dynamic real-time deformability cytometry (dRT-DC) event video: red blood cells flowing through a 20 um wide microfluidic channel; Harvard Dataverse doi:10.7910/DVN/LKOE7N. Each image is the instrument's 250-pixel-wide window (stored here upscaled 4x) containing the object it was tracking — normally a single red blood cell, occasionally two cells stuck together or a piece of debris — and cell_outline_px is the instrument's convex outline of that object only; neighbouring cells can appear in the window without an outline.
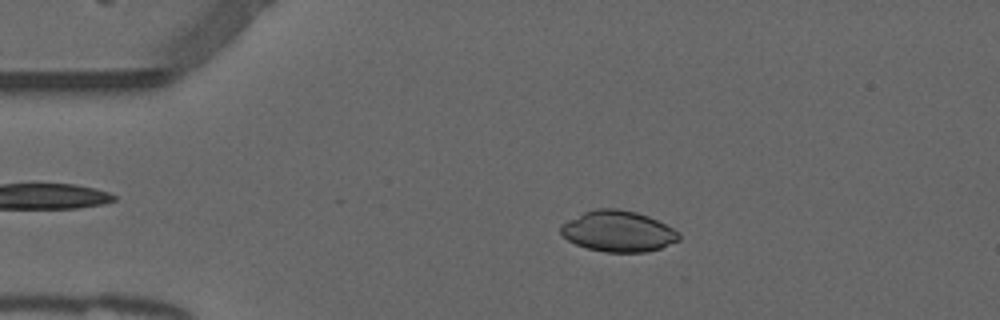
{"species": "common noctule bat (a hibernating species)", "species_latin": "Nyctalus noctula", "temperature_condition": "warm", "stored_images_in_passage": 36, "camera_frame_rate_fps": 3000, "um_per_image_px": 0.085, "animal": {"sex": "male", "forearm_length_mm": 52.5}, "frame": {"image": 1, "passage_image": 10, "time_ms": 3.0, "image_size_px": [1000, 320], "cell_outline_px": [[680, 240], [660, 248], [644, 252], [604, 252], [588, 248], [576, 244], [568, 240], [560, 232], [560, 224], [584, 212], [596, 208], [616, 208], [636, 212], [648, 216], [672, 228], [680, 236]], "centroid_in_image_um": [52.51, 19.65], "position_along_channel_um": 32.5, "area_um2": 27.98}}
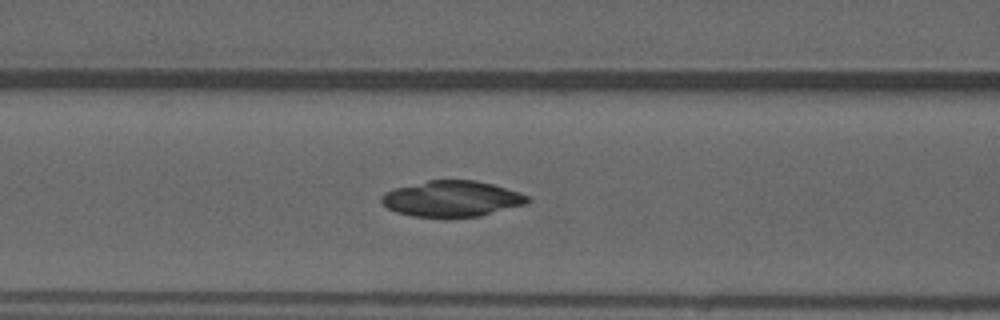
{"frame": {"image": 2, "passage_image": 21, "time_ms": 6.667, "image_size_px": [1000, 320], "cell_outline_px": [[532, 200], [528, 204], [480, 216], [412, 216], [396, 212], [388, 208], [380, 200], [380, 196], [384, 192], [396, 188], [428, 180], [476, 180], [492, 184], [520, 192], [528, 196]], "centroid_in_image_um": [38.44, 16.88], "position_along_channel_um": 128.2, "area_um2": 30.4}}
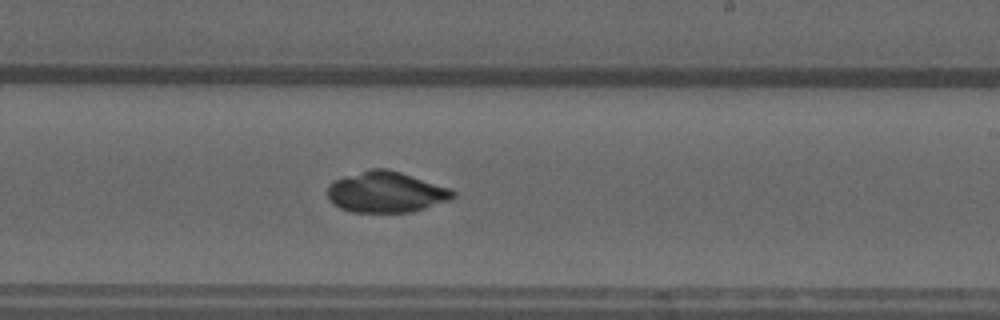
{"frame": {"image": 3, "passage_image": 31, "time_ms": 10.0, "image_size_px": [1000, 320], "cell_outline_px": [[456, 196], [452, 200], [412, 212], [352, 212], [340, 208], [332, 204], [328, 200], [328, 184], [344, 176], [372, 168], [388, 168], [448, 188], [456, 192]], "centroid_in_image_um": [32.8, 16.34], "position_along_channel_um": 256.2, "area_um2": 29.94}}